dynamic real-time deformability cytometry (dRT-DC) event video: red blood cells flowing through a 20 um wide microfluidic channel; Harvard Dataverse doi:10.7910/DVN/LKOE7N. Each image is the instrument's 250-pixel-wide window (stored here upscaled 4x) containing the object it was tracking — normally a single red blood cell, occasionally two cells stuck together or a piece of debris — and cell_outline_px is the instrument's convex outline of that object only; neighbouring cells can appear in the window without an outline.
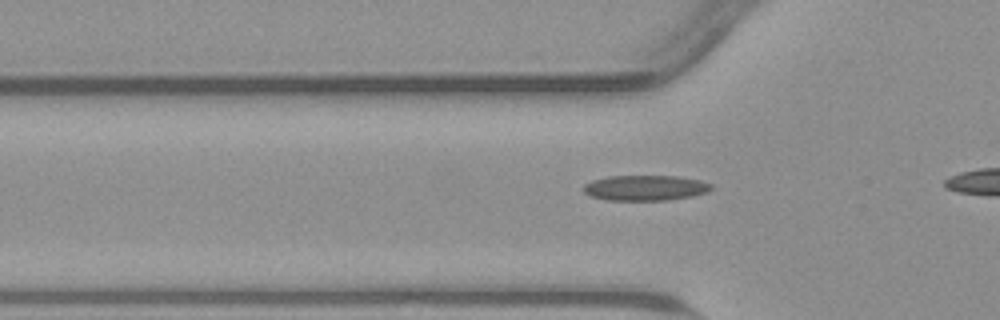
{"species": "common noctule bat (a hibernating species)", "species_latin": "Nyctalus noctula", "temperature_condition": "warm", "stored_images_in_passage": 9, "camera_frame_rate_fps": 3000, "um_per_image_px": 0.085, "animal": {"sex": "male", "body_mass_g": 23.1, "forearm_length_mm": 52.7}, "frame": {"image": 1, "passage_image": 3, "time_ms": 0.667, "image_size_px": [1000, 320], "cell_outline_px": [[712, 188], [708, 192], [692, 196], [668, 200], [608, 200], [588, 196], [584, 192], [584, 184], [592, 180], [608, 176], [676, 176], [700, 180], [712, 184]], "centroid_in_image_um": [54.84, 15.97], "position_along_channel_um": 71.0, "area_um2": 18.96}}
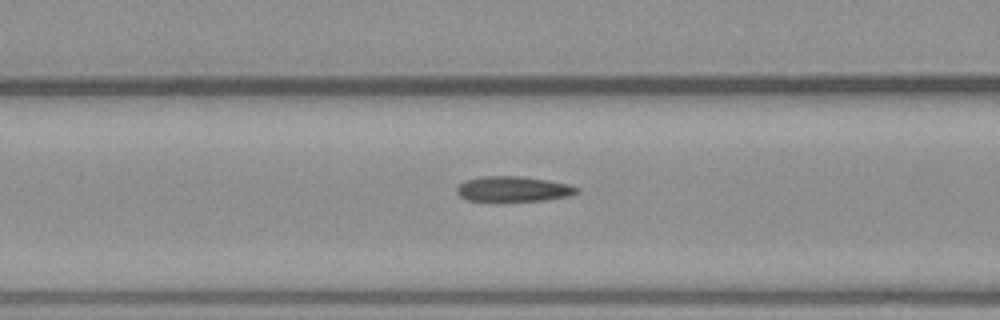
{"frame": {"image": 2, "passage_image": 7, "time_ms": 2.0, "image_size_px": [1000, 320], "cell_outline_px": [[580, 192], [568, 196], [544, 200], [468, 200], [460, 196], [456, 192], [456, 188], [464, 180], [480, 176], [524, 176], [548, 180], [568, 184], [580, 188]], "centroid_in_image_um": [43.64, 16.04], "position_along_channel_um": 123.0, "area_um2": 17.57}}